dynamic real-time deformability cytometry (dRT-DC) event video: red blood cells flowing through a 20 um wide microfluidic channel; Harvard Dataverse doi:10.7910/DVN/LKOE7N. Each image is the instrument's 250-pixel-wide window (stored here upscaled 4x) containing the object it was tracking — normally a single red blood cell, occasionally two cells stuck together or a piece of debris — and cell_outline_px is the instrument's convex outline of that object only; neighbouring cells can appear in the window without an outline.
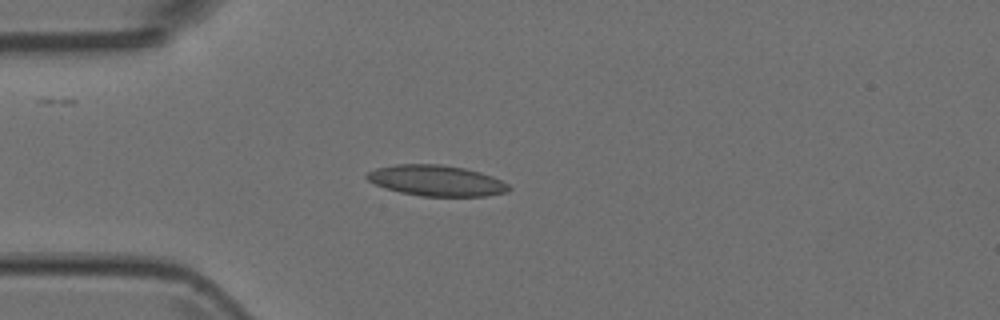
{"species": "Egyptian fruit bat (a non-hibernating species)", "species_latin": "Rousettus aegyptiacus", "temperature_condition": "room temperature", "stored_images_in_passage": 5, "camera_frame_rate_fps": 3000, "um_per_image_px": 0.085, "animal": {"sex": "female"}, "frame": {"image": 1, "passage_image": 3, "time_ms": 0.667, "image_size_px": [1000, 320], "cell_outline_px": [[512, 188], [508, 192], [484, 196], [420, 196], [400, 192], [384, 188], [368, 180], [364, 176], [368, 172], [376, 168], [396, 164], [440, 164], [464, 168], [480, 172], [492, 176], [508, 184]], "centroid_in_image_um": [37.09, 15.35], "position_along_channel_um": 47.9, "area_um2": 25.49}}
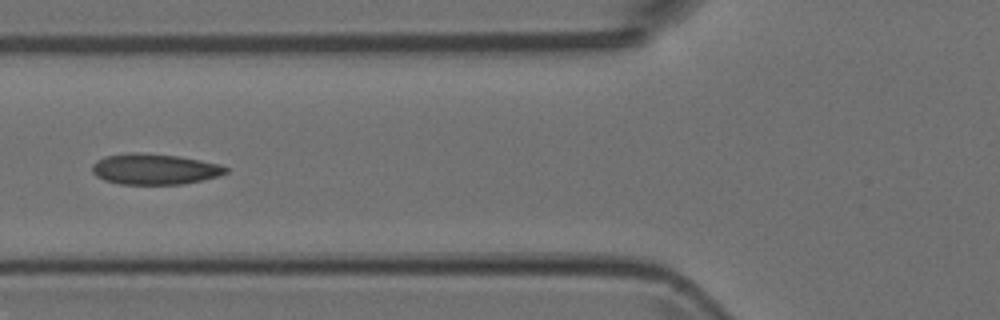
{"frame": {"image": 2, "passage_image": 5, "time_ms": 1.333, "image_size_px": [1000, 320], "cell_outline_px": [[228, 172], [220, 176], [184, 184], [120, 184], [104, 180], [96, 176], [92, 172], [92, 164], [96, 160], [104, 156], [128, 152], [136, 152], [180, 156], [220, 164], [228, 168]], "centroid_in_image_um": [13.13, 14.37], "position_along_channel_um": 112.7, "area_um2": 24.22}}